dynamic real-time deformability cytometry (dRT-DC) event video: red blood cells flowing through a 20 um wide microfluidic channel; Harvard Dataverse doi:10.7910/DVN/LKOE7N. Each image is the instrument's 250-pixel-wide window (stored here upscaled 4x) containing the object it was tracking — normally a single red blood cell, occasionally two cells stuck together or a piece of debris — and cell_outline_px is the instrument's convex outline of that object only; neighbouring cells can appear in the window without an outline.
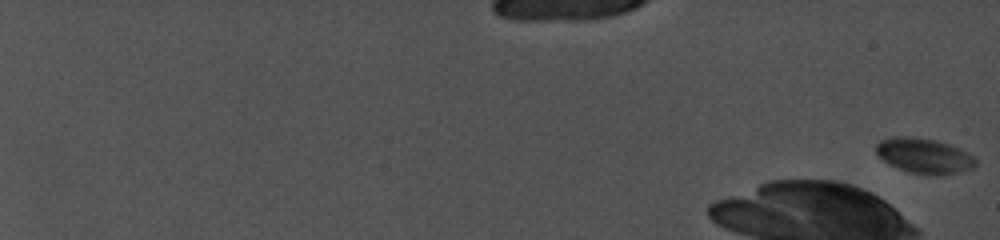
{"species": "common noctule bat (a hibernating species)", "species_latin": "Nyctalus noctula", "temperature_condition": "cold", "stored_images_in_passage": 48, "camera_frame_rate_fps": 5000, "um_per_image_px": 0.085, "animal": {"sex": "female", "body_mass_g": 19.0, "forearm_length_mm": 56.7}, "frame": {"image": 1, "passage_image": 1, "time_ms": 0.0, "image_size_px": [1000, 240], "cell_outline_px": [[976, 164], [972, 168], [960, 172], [940, 176], [932, 176], [908, 172], [884, 160], [876, 152], [876, 144], [880, 140], [892, 136], [912, 136], [932, 140], [948, 144], [960, 148], [972, 156], [976, 160]], "centroid_in_image_um": [78.56, 13.25], "position_along_channel_um": 6.4, "area_um2": 20.35}}
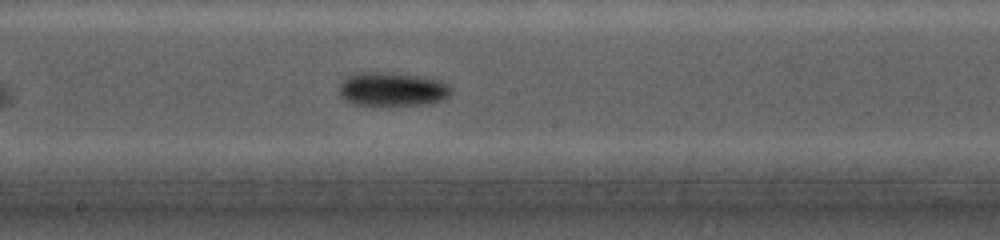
{"frame": {"image": 2, "passage_image": 37, "time_ms": 13.6, "image_size_px": [1000, 240], "cell_outline_px": [[452, 92], [444, 100], [432, 104], [388, 108], [384, 108], [352, 104], [344, 100], [340, 96], [340, 84], [348, 76], [360, 72], [384, 72], [416, 76], [440, 80], [448, 84], [452, 88]], "centroid_in_image_um": [33.36, 7.65], "position_along_channel_um": 214.8, "area_um2": 23.06}}
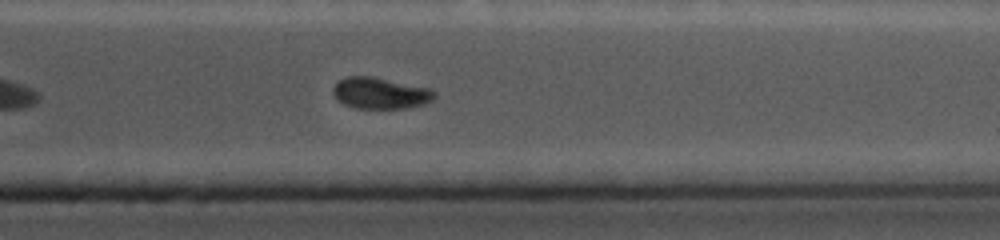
{"frame": {"image": 3, "passage_image": 48, "time_ms": 17.8, "image_size_px": [1000, 240], "cell_outline_px": [[436, 96], [432, 100], [424, 104], [408, 108], [356, 108], [344, 104], [332, 92], [332, 88], [340, 80], [348, 76], [372, 76], [432, 88], [436, 92]], "centroid_in_image_um": [32.38, 7.91], "position_along_channel_um": 379.0, "area_um2": 18.55}}